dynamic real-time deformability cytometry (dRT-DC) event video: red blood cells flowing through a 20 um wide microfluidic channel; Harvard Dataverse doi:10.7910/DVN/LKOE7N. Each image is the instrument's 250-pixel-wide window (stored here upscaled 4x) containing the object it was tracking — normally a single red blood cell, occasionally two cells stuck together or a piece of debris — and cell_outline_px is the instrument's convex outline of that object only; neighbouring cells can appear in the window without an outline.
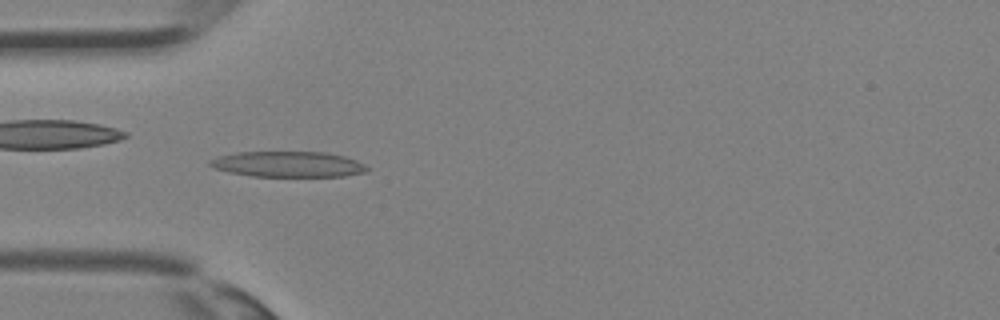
{"species": "Egyptian fruit bat (a non-hibernating species)", "species_latin": "Rousettus aegyptiacus", "temperature_condition": "room temperature", "stored_images_in_passage": 34, "camera_frame_rate_fps": 3000, "um_per_image_px": 0.085, "animal": {"sex": "female"}, "frame": {"image": 1, "passage_image": 10, "time_ms": 3.0, "image_size_px": [1000, 320], "cell_outline_px": [[372, 168], [368, 172], [344, 176], [252, 176], [228, 172], [212, 168], [208, 164], [208, 160], [216, 156], [236, 152], [324, 152], [344, 156], [356, 160]], "centroid_in_image_um": [24.47, 13.96], "position_along_channel_um": 60.5, "area_um2": 23.76}}
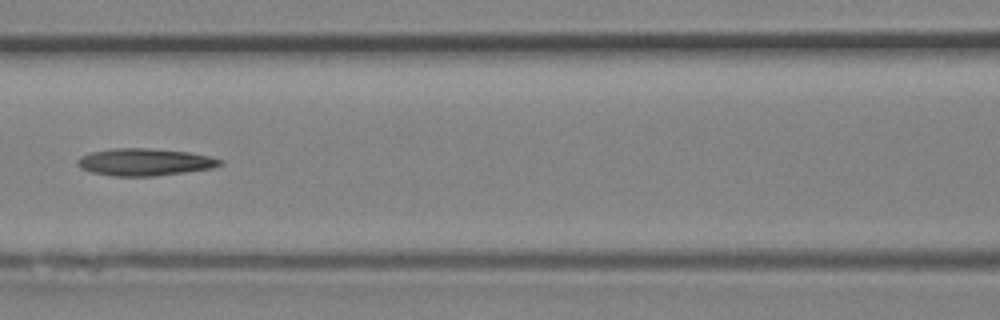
{"frame": {"image": 2, "passage_image": 15, "time_ms": 4.667, "image_size_px": [1000, 320], "cell_outline_px": [[224, 164], [212, 168], [156, 176], [112, 176], [92, 172], [80, 168], [76, 164], [76, 160], [80, 156], [92, 152], [112, 148], [148, 148], [188, 152], [212, 156], [224, 160]], "centroid_in_image_um": [12.31, 13.77], "position_along_channel_um": 154.3, "area_um2": 22.77}}